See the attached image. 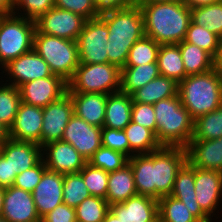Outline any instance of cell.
<instances>
[{
	"label": "cell",
	"mask_w": 222,
	"mask_h": 222,
	"mask_svg": "<svg viewBox=\"0 0 222 222\" xmlns=\"http://www.w3.org/2000/svg\"><path fill=\"white\" fill-rule=\"evenodd\" d=\"M2 144H3V143L0 141V153H1Z\"/></svg>",
	"instance_id": "94428289"
},
{
	"label": "cell",
	"mask_w": 222,
	"mask_h": 222,
	"mask_svg": "<svg viewBox=\"0 0 222 222\" xmlns=\"http://www.w3.org/2000/svg\"><path fill=\"white\" fill-rule=\"evenodd\" d=\"M153 106L159 143L162 146L186 147L192 139L194 120L181 104L179 95L162 99Z\"/></svg>",
	"instance_id": "277c9868"
},
{
	"label": "cell",
	"mask_w": 222,
	"mask_h": 222,
	"mask_svg": "<svg viewBox=\"0 0 222 222\" xmlns=\"http://www.w3.org/2000/svg\"><path fill=\"white\" fill-rule=\"evenodd\" d=\"M160 2H182V0H137V5L141 6L143 4L160 3Z\"/></svg>",
	"instance_id": "11a10c76"
},
{
	"label": "cell",
	"mask_w": 222,
	"mask_h": 222,
	"mask_svg": "<svg viewBox=\"0 0 222 222\" xmlns=\"http://www.w3.org/2000/svg\"><path fill=\"white\" fill-rule=\"evenodd\" d=\"M157 65L160 75L171 78L177 83L187 76L178 44L160 45Z\"/></svg>",
	"instance_id": "f1b7e54d"
},
{
	"label": "cell",
	"mask_w": 222,
	"mask_h": 222,
	"mask_svg": "<svg viewBox=\"0 0 222 222\" xmlns=\"http://www.w3.org/2000/svg\"><path fill=\"white\" fill-rule=\"evenodd\" d=\"M128 157L121 152L101 146L88 160V163L106 172L122 169L128 164Z\"/></svg>",
	"instance_id": "60d3db41"
},
{
	"label": "cell",
	"mask_w": 222,
	"mask_h": 222,
	"mask_svg": "<svg viewBox=\"0 0 222 222\" xmlns=\"http://www.w3.org/2000/svg\"><path fill=\"white\" fill-rule=\"evenodd\" d=\"M108 36V27L100 17L86 20L76 40L80 64L109 63Z\"/></svg>",
	"instance_id": "9c48e42d"
},
{
	"label": "cell",
	"mask_w": 222,
	"mask_h": 222,
	"mask_svg": "<svg viewBox=\"0 0 222 222\" xmlns=\"http://www.w3.org/2000/svg\"><path fill=\"white\" fill-rule=\"evenodd\" d=\"M17 174H12L9 160L0 153V188H8L14 184Z\"/></svg>",
	"instance_id": "f907efd6"
},
{
	"label": "cell",
	"mask_w": 222,
	"mask_h": 222,
	"mask_svg": "<svg viewBox=\"0 0 222 222\" xmlns=\"http://www.w3.org/2000/svg\"><path fill=\"white\" fill-rule=\"evenodd\" d=\"M213 69L222 77V39L213 57Z\"/></svg>",
	"instance_id": "f5cc1de1"
},
{
	"label": "cell",
	"mask_w": 222,
	"mask_h": 222,
	"mask_svg": "<svg viewBox=\"0 0 222 222\" xmlns=\"http://www.w3.org/2000/svg\"><path fill=\"white\" fill-rule=\"evenodd\" d=\"M160 75L157 63L125 66L121 69L120 91L131 95Z\"/></svg>",
	"instance_id": "f546056e"
},
{
	"label": "cell",
	"mask_w": 222,
	"mask_h": 222,
	"mask_svg": "<svg viewBox=\"0 0 222 222\" xmlns=\"http://www.w3.org/2000/svg\"><path fill=\"white\" fill-rule=\"evenodd\" d=\"M68 84L60 76L52 74L49 77L28 81L19 87L21 101L41 108L59 100L67 93Z\"/></svg>",
	"instance_id": "7c38bea8"
},
{
	"label": "cell",
	"mask_w": 222,
	"mask_h": 222,
	"mask_svg": "<svg viewBox=\"0 0 222 222\" xmlns=\"http://www.w3.org/2000/svg\"><path fill=\"white\" fill-rule=\"evenodd\" d=\"M187 161V151L181 146H162L154 151V184L156 200L172 193L176 174Z\"/></svg>",
	"instance_id": "ba28073f"
},
{
	"label": "cell",
	"mask_w": 222,
	"mask_h": 222,
	"mask_svg": "<svg viewBox=\"0 0 222 222\" xmlns=\"http://www.w3.org/2000/svg\"><path fill=\"white\" fill-rule=\"evenodd\" d=\"M124 132L130 145V157L136 153L137 155L149 154L162 147L152 130L135 122L131 121L124 128Z\"/></svg>",
	"instance_id": "4dcf8cb0"
},
{
	"label": "cell",
	"mask_w": 222,
	"mask_h": 222,
	"mask_svg": "<svg viewBox=\"0 0 222 222\" xmlns=\"http://www.w3.org/2000/svg\"><path fill=\"white\" fill-rule=\"evenodd\" d=\"M160 44L154 39L144 35L129 50L125 66H137L148 63H157Z\"/></svg>",
	"instance_id": "8d00e7d4"
},
{
	"label": "cell",
	"mask_w": 222,
	"mask_h": 222,
	"mask_svg": "<svg viewBox=\"0 0 222 222\" xmlns=\"http://www.w3.org/2000/svg\"><path fill=\"white\" fill-rule=\"evenodd\" d=\"M42 147L34 142L8 139L3 142L1 154L9 160L12 174H19L36 166L43 158Z\"/></svg>",
	"instance_id": "44dd1931"
},
{
	"label": "cell",
	"mask_w": 222,
	"mask_h": 222,
	"mask_svg": "<svg viewBox=\"0 0 222 222\" xmlns=\"http://www.w3.org/2000/svg\"><path fill=\"white\" fill-rule=\"evenodd\" d=\"M102 222H121L110 210L107 212L105 219Z\"/></svg>",
	"instance_id": "6f0895ef"
},
{
	"label": "cell",
	"mask_w": 222,
	"mask_h": 222,
	"mask_svg": "<svg viewBox=\"0 0 222 222\" xmlns=\"http://www.w3.org/2000/svg\"><path fill=\"white\" fill-rule=\"evenodd\" d=\"M187 161L195 168L222 172V137L211 140H190L185 147Z\"/></svg>",
	"instance_id": "7402d4cb"
},
{
	"label": "cell",
	"mask_w": 222,
	"mask_h": 222,
	"mask_svg": "<svg viewBox=\"0 0 222 222\" xmlns=\"http://www.w3.org/2000/svg\"><path fill=\"white\" fill-rule=\"evenodd\" d=\"M187 75L201 74L213 69V57L195 44L178 43Z\"/></svg>",
	"instance_id": "1f68e13d"
},
{
	"label": "cell",
	"mask_w": 222,
	"mask_h": 222,
	"mask_svg": "<svg viewBox=\"0 0 222 222\" xmlns=\"http://www.w3.org/2000/svg\"><path fill=\"white\" fill-rule=\"evenodd\" d=\"M109 207L106 199L90 195L75 208L76 218L82 222H102Z\"/></svg>",
	"instance_id": "f35d334b"
},
{
	"label": "cell",
	"mask_w": 222,
	"mask_h": 222,
	"mask_svg": "<svg viewBox=\"0 0 222 222\" xmlns=\"http://www.w3.org/2000/svg\"><path fill=\"white\" fill-rule=\"evenodd\" d=\"M36 22L10 14L0 16V64L10 61L33 49Z\"/></svg>",
	"instance_id": "8992f818"
},
{
	"label": "cell",
	"mask_w": 222,
	"mask_h": 222,
	"mask_svg": "<svg viewBox=\"0 0 222 222\" xmlns=\"http://www.w3.org/2000/svg\"><path fill=\"white\" fill-rule=\"evenodd\" d=\"M73 114V100L68 93L43 108L41 147L62 140L64 130Z\"/></svg>",
	"instance_id": "8fae6325"
},
{
	"label": "cell",
	"mask_w": 222,
	"mask_h": 222,
	"mask_svg": "<svg viewBox=\"0 0 222 222\" xmlns=\"http://www.w3.org/2000/svg\"><path fill=\"white\" fill-rule=\"evenodd\" d=\"M145 35L158 44L184 41L191 22V10L183 2H160L140 6Z\"/></svg>",
	"instance_id": "6da1fadb"
},
{
	"label": "cell",
	"mask_w": 222,
	"mask_h": 222,
	"mask_svg": "<svg viewBox=\"0 0 222 222\" xmlns=\"http://www.w3.org/2000/svg\"><path fill=\"white\" fill-rule=\"evenodd\" d=\"M97 17L137 5V0H95Z\"/></svg>",
	"instance_id": "681fc988"
},
{
	"label": "cell",
	"mask_w": 222,
	"mask_h": 222,
	"mask_svg": "<svg viewBox=\"0 0 222 222\" xmlns=\"http://www.w3.org/2000/svg\"><path fill=\"white\" fill-rule=\"evenodd\" d=\"M43 108L21 101L9 138L16 141L34 142L41 146Z\"/></svg>",
	"instance_id": "e0dca14e"
},
{
	"label": "cell",
	"mask_w": 222,
	"mask_h": 222,
	"mask_svg": "<svg viewBox=\"0 0 222 222\" xmlns=\"http://www.w3.org/2000/svg\"><path fill=\"white\" fill-rule=\"evenodd\" d=\"M1 216L8 222H41L32 193L13 185L4 189Z\"/></svg>",
	"instance_id": "9a60e30c"
},
{
	"label": "cell",
	"mask_w": 222,
	"mask_h": 222,
	"mask_svg": "<svg viewBox=\"0 0 222 222\" xmlns=\"http://www.w3.org/2000/svg\"><path fill=\"white\" fill-rule=\"evenodd\" d=\"M67 84V93H116L121 89V69L110 63L79 64Z\"/></svg>",
	"instance_id": "52a82bcc"
},
{
	"label": "cell",
	"mask_w": 222,
	"mask_h": 222,
	"mask_svg": "<svg viewBox=\"0 0 222 222\" xmlns=\"http://www.w3.org/2000/svg\"><path fill=\"white\" fill-rule=\"evenodd\" d=\"M54 6L55 0H14L13 14H16L17 10L19 13V10L23 8V12H26L24 13L25 16L19 14L17 16L36 21Z\"/></svg>",
	"instance_id": "7bdbcfd3"
},
{
	"label": "cell",
	"mask_w": 222,
	"mask_h": 222,
	"mask_svg": "<svg viewBox=\"0 0 222 222\" xmlns=\"http://www.w3.org/2000/svg\"><path fill=\"white\" fill-rule=\"evenodd\" d=\"M195 167L188 161L178 170L170 196L183 202L200 222H211V219L200 208L195 195Z\"/></svg>",
	"instance_id": "603a6c76"
},
{
	"label": "cell",
	"mask_w": 222,
	"mask_h": 222,
	"mask_svg": "<svg viewBox=\"0 0 222 222\" xmlns=\"http://www.w3.org/2000/svg\"><path fill=\"white\" fill-rule=\"evenodd\" d=\"M42 150L47 169L63 175L79 173L88 163L71 144L63 141L48 143ZM44 153L47 154L46 157Z\"/></svg>",
	"instance_id": "5bb4252c"
},
{
	"label": "cell",
	"mask_w": 222,
	"mask_h": 222,
	"mask_svg": "<svg viewBox=\"0 0 222 222\" xmlns=\"http://www.w3.org/2000/svg\"><path fill=\"white\" fill-rule=\"evenodd\" d=\"M3 68L10 80L13 78L8 84L17 88L28 81L52 75L47 62L34 49L10 61Z\"/></svg>",
	"instance_id": "2e32d148"
},
{
	"label": "cell",
	"mask_w": 222,
	"mask_h": 222,
	"mask_svg": "<svg viewBox=\"0 0 222 222\" xmlns=\"http://www.w3.org/2000/svg\"><path fill=\"white\" fill-rule=\"evenodd\" d=\"M35 22L36 29L42 34L76 41L86 19L74 12L54 6Z\"/></svg>",
	"instance_id": "30bf717a"
},
{
	"label": "cell",
	"mask_w": 222,
	"mask_h": 222,
	"mask_svg": "<svg viewBox=\"0 0 222 222\" xmlns=\"http://www.w3.org/2000/svg\"><path fill=\"white\" fill-rule=\"evenodd\" d=\"M132 105L129 94L121 91L108 94L103 127L124 130L131 122Z\"/></svg>",
	"instance_id": "484cf974"
},
{
	"label": "cell",
	"mask_w": 222,
	"mask_h": 222,
	"mask_svg": "<svg viewBox=\"0 0 222 222\" xmlns=\"http://www.w3.org/2000/svg\"><path fill=\"white\" fill-rule=\"evenodd\" d=\"M131 121L152 130L156 134L157 124L153 105L133 102Z\"/></svg>",
	"instance_id": "7dc6e473"
},
{
	"label": "cell",
	"mask_w": 222,
	"mask_h": 222,
	"mask_svg": "<svg viewBox=\"0 0 222 222\" xmlns=\"http://www.w3.org/2000/svg\"><path fill=\"white\" fill-rule=\"evenodd\" d=\"M137 195L134 175L130 164L109 172L106 201L109 205L121 203Z\"/></svg>",
	"instance_id": "4316f807"
},
{
	"label": "cell",
	"mask_w": 222,
	"mask_h": 222,
	"mask_svg": "<svg viewBox=\"0 0 222 222\" xmlns=\"http://www.w3.org/2000/svg\"><path fill=\"white\" fill-rule=\"evenodd\" d=\"M178 95V83L166 76L159 75L131 94L133 102L155 104L156 102Z\"/></svg>",
	"instance_id": "83f0119b"
},
{
	"label": "cell",
	"mask_w": 222,
	"mask_h": 222,
	"mask_svg": "<svg viewBox=\"0 0 222 222\" xmlns=\"http://www.w3.org/2000/svg\"><path fill=\"white\" fill-rule=\"evenodd\" d=\"M82 175L90 195L106 199L109 172L95 168L87 163L79 172Z\"/></svg>",
	"instance_id": "b9f144b4"
},
{
	"label": "cell",
	"mask_w": 222,
	"mask_h": 222,
	"mask_svg": "<svg viewBox=\"0 0 222 222\" xmlns=\"http://www.w3.org/2000/svg\"><path fill=\"white\" fill-rule=\"evenodd\" d=\"M109 210L121 222H158V200L135 195L124 202L110 205Z\"/></svg>",
	"instance_id": "d6986e66"
},
{
	"label": "cell",
	"mask_w": 222,
	"mask_h": 222,
	"mask_svg": "<svg viewBox=\"0 0 222 222\" xmlns=\"http://www.w3.org/2000/svg\"><path fill=\"white\" fill-rule=\"evenodd\" d=\"M46 169L47 167L42 159L36 166L20 172L16 176L13 186L32 193L42 179Z\"/></svg>",
	"instance_id": "f6af8a7d"
},
{
	"label": "cell",
	"mask_w": 222,
	"mask_h": 222,
	"mask_svg": "<svg viewBox=\"0 0 222 222\" xmlns=\"http://www.w3.org/2000/svg\"><path fill=\"white\" fill-rule=\"evenodd\" d=\"M6 84L0 86V123L9 130L21 103V95L19 88Z\"/></svg>",
	"instance_id": "d590c367"
},
{
	"label": "cell",
	"mask_w": 222,
	"mask_h": 222,
	"mask_svg": "<svg viewBox=\"0 0 222 222\" xmlns=\"http://www.w3.org/2000/svg\"><path fill=\"white\" fill-rule=\"evenodd\" d=\"M75 208L65 203L56 206L51 212L41 218V222H76Z\"/></svg>",
	"instance_id": "c3c4849f"
},
{
	"label": "cell",
	"mask_w": 222,
	"mask_h": 222,
	"mask_svg": "<svg viewBox=\"0 0 222 222\" xmlns=\"http://www.w3.org/2000/svg\"><path fill=\"white\" fill-rule=\"evenodd\" d=\"M9 139V130L0 123V141L3 143Z\"/></svg>",
	"instance_id": "9f6ffc18"
},
{
	"label": "cell",
	"mask_w": 222,
	"mask_h": 222,
	"mask_svg": "<svg viewBox=\"0 0 222 222\" xmlns=\"http://www.w3.org/2000/svg\"><path fill=\"white\" fill-rule=\"evenodd\" d=\"M220 40L217 35L208 31L205 27L198 26L192 21L189 24L184 39L185 42L195 44L208 52L212 57L216 54Z\"/></svg>",
	"instance_id": "ab89813d"
},
{
	"label": "cell",
	"mask_w": 222,
	"mask_h": 222,
	"mask_svg": "<svg viewBox=\"0 0 222 222\" xmlns=\"http://www.w3.org/2000/svg\"><path fill=\"white\" fill-rule=\"evenodd\" d=\"M195 195L202 211L211 219L222 196V172L195 168ZM215 210V211H214Z\"/></svg>",
	"instance_id": "ac0fdd59"
},
{
	"label": "cell",
	"mask_w": 222,
	"mask_h": 222,
	"mask_svg": "<svg viewBox=\"0 0 222 222\" xmlns=\"http://www.w3.org/2000/svg\"><path fill=\"white\" fill-rule=\"evenodd\" d=\"M128 163L132 167L137 194L156 199L154 151L149 154L133 155L128 159Z\"/></svg>",
	"instance_id": "d4e9b609"
},
{
	"label": "cell",
	"mask_w": 222,
	"mask_h": 222,
	"mask_svg": "<svg viewBox=\"0 0 222 222\" xmlns=\"http://www.w3.org/2000/svg\"><path fill=\"white\" fill-rule=\"evenodd\" d=\"M220 137H222V105L194 120L192 139L203 141Z\"/></svg>",
	"instance_id": "d6a6232c"
},
{
	"label": "cell",
	"mask_w": 222,
	"mask_h": 222,
	"mask_svg": "<svg viewBox=\"0 0 222 222\" xmlns=\"http://www.w3.org/2000/svg\"><path fill=\"white\" fill-rule=\"evenodd\" d=\"M14 0H0V16L13 14Z\"/></svg>",
	"instance_id": "db71d44e"
},
{
	"label": "cell",
	"mask_w": 222,
	"mask_h": 222,
	"mask_svg": "<svg viewBox=\"0 0 222 222\" xmlns=\"http://www.w3.org/2000/svg\"><path fill=\"white\" fill-rule=\"evenodd\" d=\"M101 131L102 128L88 124L73 114L64 130L61 141L71 144L88 162L102 146Z\"/></svg>",
	"instance_id": "4fadbf2b"
},
{
	"label": "cell",
	"mask_w": 222,
	"mask_h": 222,
	"mask_svg": "<svg viewBox=\"0 0 222 222\" xmlns=\"http://www.w3.org/2000/svg\"><path fill=\"white\" fill-rule=\"evenodd\" d=\"M4 188H0V216L3 210Z\"/></svg>",
	"instance_id": "680465c9"
},
{
	"label": "cell",
	"mask_w": 222,
	"mask_h": 222,
	"mask_svg": "<svg viewBox=\"0 0 222 222\" xmlns=\"http://www.w3.org/2000/svg\"><path fill=\"white\" fill-rule=\"evenodd\" d=\"M178 95L195 120L222 105V77L214 69L187 75L178 83Z\"/></svg>",
	"instance_id": "3957f363"
},
{
	"label": "cell",
	"mask_w": 222,
	"mask_h": 222,
	"mask_svg": "<svg viewBox=\"0 0 222 222\" xmlns=\"http://www.w3.org/2000/svg\"><path fill=\"white\" fill-rule=\"evenodd\" d=\"M159 222H200L185 204L172 196L158 200Z\"/></svg>",
	"instance_id": "836d02e7"
},
{
	"label": "cell",
	"mask_w": 222,
	"mask_h": 222,
	"mask_svg": "<svg viewBox=\"0 0 222 222\" xmlns=\"http://www.w3.org/2000/svg\"><path fill=\"white\" fill-rule=\"evenodd\" d=\"M55 7L74 12L86 20L97 18L95 0H55Z\"/></svg>",
	"instance_id": "bcb514c9"
},
{
	"label": "cell",
	"mask_w": 222,
	"mask_h": 222,
	"mask_svg": "<svg viewBox=\"0 0 222 222\" xmlns=\"http://www.w3.org/2000/svg\"><path fill=\"white\" fill-rule=\"evenodd\" d=\"M100 18L106 23L109 31V63L122 69L125 67L131 47L145 35L141 8L134 5L104 14Z\"/></svg>",
	"instance_id": "7a4b0ae2"
},
{
	"label": "cell",
	"mask_w": 222,
	"mask_h": 222,
	"mask_svg": "<svg viewBox=\"0 0 222 222\" xmlns=\"http://www.w3.org/2000/svg\"><path fill=\"white\" fill-rule=\"evenodd\" d=\"M73 100L74 114L88 124L102 128L105 120L108 94L103 93H68Z\"/></svg>",
	"instance_id": "cb8c5ba5"
},
{
	"label": "cell",
	"mask_w": 222,
	"mask_h": 222,
	"mask_svg": "<svg viewBox=\"0 0 222 222\" xmlns=\"http://www.w3.org/2000/svg\"><path fill=\"white\" fill-rule=\"evenodd\" d=\"M63 203L76 208L90 196L87 186L80 173L63 175Z\"/></svg>",
	"instance_id": "74e56055"
},
{
	"label": "cell",
	"mask_w": 222,
	"mask_h": 222,
	"mask_svg": "<svg viewBox=\"0 0 222 222\" xmlns=\"http://www.w3.org/2000/svg\"><path fill=\"white\" fill-rule=\"evenodd\" d=\"M0 222H8V221L4 219L2 216H0Z\"/></svg>",
	"instance_id": "91938a15"
},
{
	"label": "cell",
	"mask_w": 222,
	"mask_h": 222,
	"mask_svg": "<svg viewBox=\"0 0 222 222\" xmlns=\"http://www.w3.org/2000/svg\"><path fill=\"white\" fill-rule=\"evenodd\" d=\"M33 49L47 62L52 74L67 83L80 64L77 42L73 40L42 34L36 29Z\"/></svg>",
	"instance_id": "5b68a950"
},
{
	"label": "cell",
	"mask_w": 222,
	"mask_h": 222,
	"mask_svg": "<svg viewBox=\"0 0 222 222\" xmlns=\"http://www.w3.org/2000/svg\"><path fill=\"white\" fill-rule=\"evenodd\" d=\"M191 21L222 39V1L191 9Z\"/></svg>",
	"instance_id": "e575fe53"
},
{
	"label": "cell",
	"mask_w": 222,
	"mask_h": 222,
	"mask_svg": "<svg viewBox=\"0 0 222 222\" xmlns=\"http://www.w3.org/2000/svg\"><path fill=\"white\" fill-rule=\"evenodd\" d=\"M222 0H182V2L191 10L194 8L208 6Z\"/></svg>",
	"instance_id": "816d5d0a"
},
{
	"label": "cell",
	"mask_w": 222,
	"mask_h": 222,
	"mask_svg": "<svg viewBox=\"0 0 222 222\" xmlns=\"http://www.w3.org/2000/svg\"><path fill=\"white\" fill-rule=\"evenodd\" d=\"M102 146L118 151L130 158V145L124 130L102 127Z\"/></svg>",
	"instance_id": "ee69618b"
},
{
	"label": "cell",
	"mask_w": 222,
	"mask_h": 222,
	"mask_svg": "<svg viewBox=\"0 0 222 222\" xmlns=\"http://www.w3.org/2000/svg\"><path fill=\"white\" fill-rule=\"evenodd\" d=\"M63 174L46 169L32 192L40 218L63 203Z\"/></svg>",
	"instance_id": "ffe728a7"
}]
</instances>
